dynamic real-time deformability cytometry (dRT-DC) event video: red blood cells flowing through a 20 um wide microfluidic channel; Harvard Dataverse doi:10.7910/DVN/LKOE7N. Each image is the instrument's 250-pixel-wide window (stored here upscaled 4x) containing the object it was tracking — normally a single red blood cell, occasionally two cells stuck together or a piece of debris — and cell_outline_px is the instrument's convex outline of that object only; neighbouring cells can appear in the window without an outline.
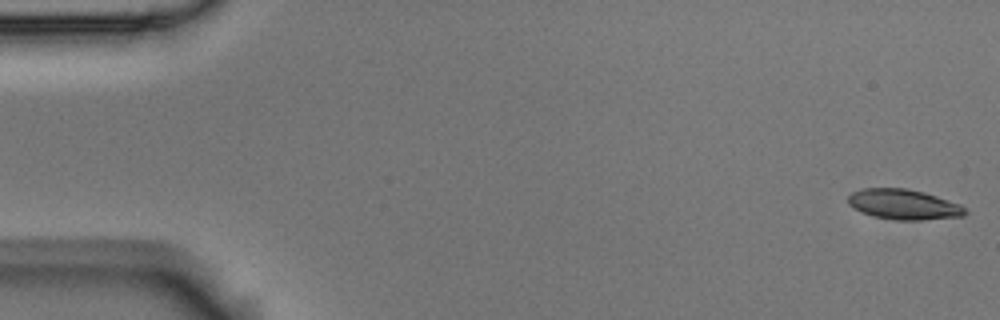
{"species": "Egyptian fruit bat (a non-hibernating species)", "species_latin": "Rousettus aegyptiacus", "temperature_condition": "room temperature", "stored_images_in_passage": 6, "camera_frame_rate_fps": 3000, "um_per_image_px": 0.085, "animal": {"sex": "male"}, "frame": {"image": 1, "passage_image": 1, "time_ms": 0.0, "image_size_px": [1000, 320], "cell_outline_px": [[968, 212], [964, 216], [920, 220], [896, 220], [876, 216], [864, 212], [848, 204], [848, 196], [852, 192], [860, 188], [908, 188], [924, 192], [960, 204]], "centroid_in_image_um": [76.83, 17.36], "position_along_channel_um": 8.2, "area_um2": 20.46}}